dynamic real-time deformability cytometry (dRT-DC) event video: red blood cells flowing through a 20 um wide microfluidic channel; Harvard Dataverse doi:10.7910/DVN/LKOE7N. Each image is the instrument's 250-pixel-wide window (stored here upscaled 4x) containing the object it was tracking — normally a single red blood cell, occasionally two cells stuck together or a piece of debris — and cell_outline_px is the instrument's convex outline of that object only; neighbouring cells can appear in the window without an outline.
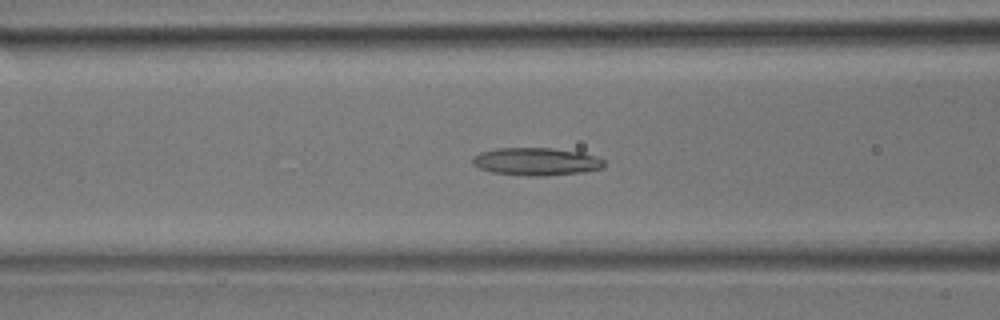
{"species": "common noctule bat (a hibernating species)", "species_latin": "Nyctalus noctula", "temperature_condition": "room temperature", "stored_images_in_passage": 31, "camera_frame_rate_fps": 3000, "um_per_image_px": 0.085, "animal": {"sex": "male", "body_mass_g": 17.9}, "frame": {"image": 1, "passage_image": 7, "time_ms": 2.0, "image_size_px": [1000, 320], "cell_outline_px": [[604, 164], [600, 168], [580, 172], [544, 176], [528, 176], [492, 172], [480, 168], [472, 164], [472, 156], [480, 152], [496, 148], [552, 148], [584, 152], [604, 160]], "centroid_in_image_um": [45.54, 13.72], "position_along_channel_um": 121.1, "area_um2": 21.21}}
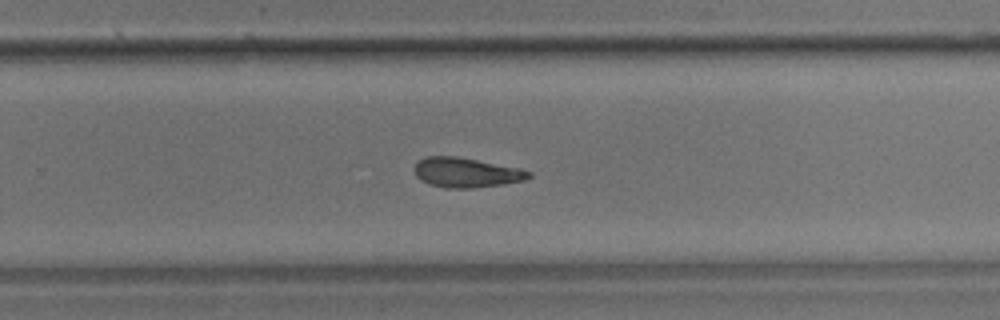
{"frame": {"image": 2, "passage_image": 17, "time_ms": 5.333, "image_size_px": [1000, 320], "cell_outline_px": [[532, 176], [524, 180], [504, 184], [472, 188], [444, 188], [428, 184], [420, 180], [416, 176], [412, 168], [420, 160], [428, 156], [456, 156], [520, 168], [532, 172]], "centroid_in_image_um": [39.61, 14.67], "position_along_channel_um": 290.2, "area_um2": 19.94}}
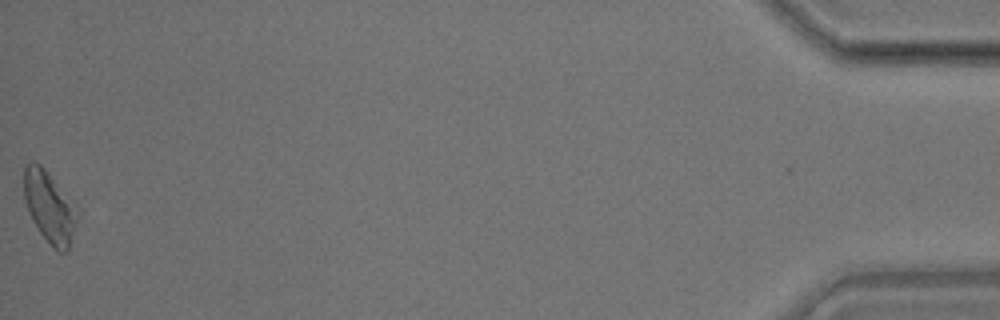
{"frame": {"image": 3, "passage_image": 31, "time_ms": 10.0, "image_size_px": [1000, 320], "cell_outline_px": [[76, 220], [68, 248], [64, 252], [60, 252], [52, 248], [40, 232], [32, 220], [28, 212], [24, 200], [24, 164], [32, 160], [40, 164], [44, 168], [76, 204]], "centroid_in_image_um": [4.16, 17.55], "position_along_channel_um": 431.0, "area_um2": 22.02}}